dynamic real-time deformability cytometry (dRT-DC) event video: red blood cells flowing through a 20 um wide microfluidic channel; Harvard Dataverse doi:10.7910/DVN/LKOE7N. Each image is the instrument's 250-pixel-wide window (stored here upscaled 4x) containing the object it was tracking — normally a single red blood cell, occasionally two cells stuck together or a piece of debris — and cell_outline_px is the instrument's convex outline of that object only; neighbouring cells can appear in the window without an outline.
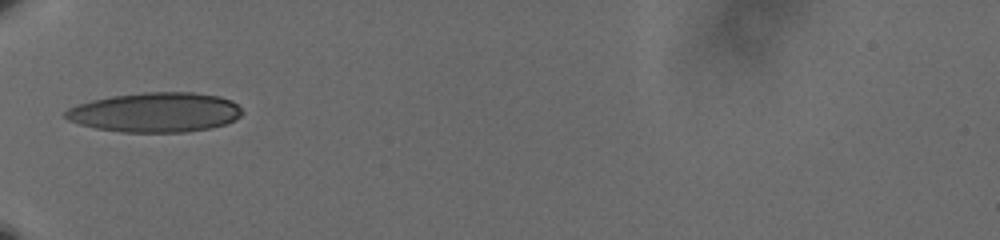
{"species": "human", "species_latin": "Homo sapiens", "temperature_condition": "cold", "stored_images_in_passage": 20, "camera_frame_rate_fps": 3000, "um_per_image_px": 0.085, "donor": {"sex": "male"}, "frame": {"image": 1, "passage_image": 1, "time_ms": 0.0, "image_size_px": [1000, 240], "cell_outline_px": [[244, 112], [240, 116], [224, 124], [212, 128], [184, 132], [120, 132], [96, 128], [80, 124], [68, 120], [64, 116], [64, 112], [68, 108], [92, 100], [112, 96], [144, 92], [192, 92], [220, 96], [232, 100]], "centroid_in_image_um": [13.21, 9.54], "position_along_channel_um": 71.8, "area_um2": 40.81}}
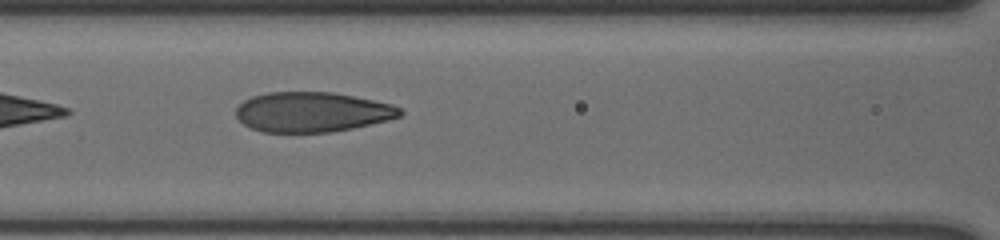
{"frame": {"image": 2, "passage_image": 7, "time_ms": 2.0, "image_size_px": [1000, 240], "cell_outline_px": [[404, 112], [400, 116], [388, 120], [352, 128], [328, 132], [264, 132], [252, 128], [244, 124], [236, 116], [236, 108], [244, 100], [252, 96], [268, 92], [332, 92], [392, 104], [400, 108]], "centroid_in_image_um": [26.52, 9.52], "position_along_channel_um": 140.1, "area_um2": 37.97}}
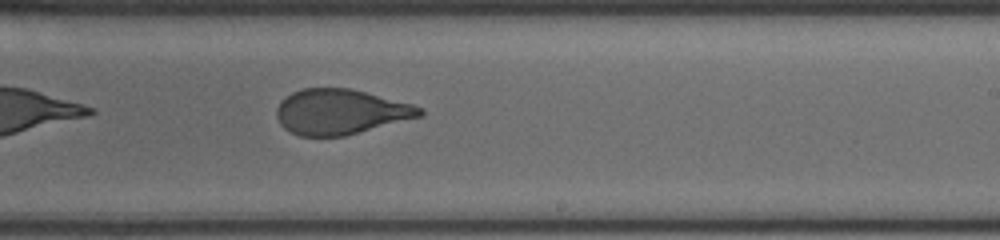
{"frame": {"image": 3, "passage_image": 17, "time_ms": 5.333, "image_size_px": [1000, 240], "cell_outline_px": [[424, 116], [344, 136], [300, 136], [284, 128], [280, 124], [276, 116], [276, 108], [280, 100], [292, 92], [304, 88], [348, 88], [412, 104], [424, 108]], "centroid_in_image_um": [28.94, 9.51], "position_along_channel_um": 260.1, "area_um2": 37.74}}